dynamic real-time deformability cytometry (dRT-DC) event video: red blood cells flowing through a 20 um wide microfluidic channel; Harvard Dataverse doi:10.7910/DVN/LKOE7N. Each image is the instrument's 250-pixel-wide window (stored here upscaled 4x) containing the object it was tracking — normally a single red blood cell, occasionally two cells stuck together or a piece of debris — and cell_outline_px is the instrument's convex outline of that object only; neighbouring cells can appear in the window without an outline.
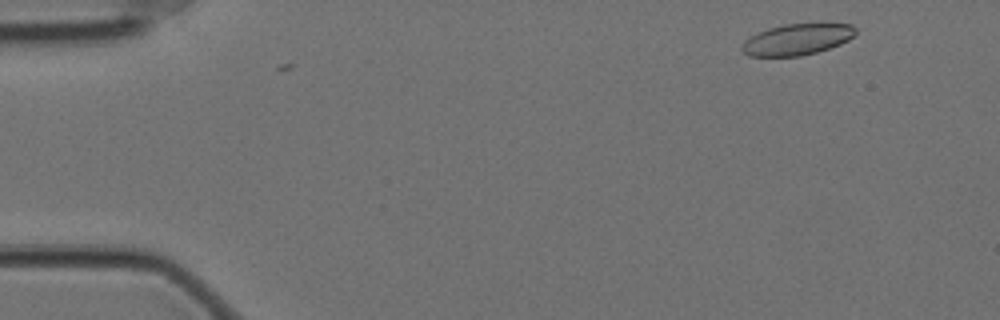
{"species": "Egyptian fruit bat (a non-hibernating species)", "species_latin": "Rousettus aegyptiacus", "temperature_condition": "cold", "stored_images_in_passage": 3, "camera_frame_rate_fps": 3000, "um_per_image_px": 0.085, "animal": {"sex": "female"}, "frame": {"image": 1, "passage_image": 3, "time_ms": 0.667, "image_size_px": [1000, 320], "cell_outline_px": [[856, 32], [848, 40], [840, 44], [816, 52], [800, 56], [748, 56], [740, 48], [744, 40], [768, 28], [784, 24], [820, 20], [852, 24], [856, 28]], "centroid_in_image_um": [67.82, 3.29], "position_along_channel_um": 17.2, "area_um2": 21.39}}